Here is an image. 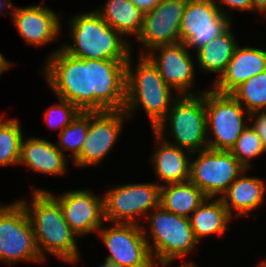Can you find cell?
Here are the masks:
<instances>
[{
	"label": "cell",
	"mask_w": 266,
	"mask_h": 267,
	"mask_svg": "<svg viewBox=\"0 0 266 267\" xmlns=\"http://www.w3.org/2000/svg\"><path fill=\"white\" fill-rule=\"evenodd\" d=\"M45 61L43 76L58 98L80 111L124 109L126 62L81 59L61 47Z\"/></svg>",
	"instance_id": "cell-1"
},
{
	"label": "cell",
	"mask_w": 266,
	"mask_h": 267,
	"mask_svg": "<svg viewBox=\"0 0 266 267\" xmlns=\"http://www.w3.org/2000/svg\"><path fill=\"white\" fill-rule=\"evenodd\" d=\"M18 201L27 211L41 258L45 261L49 252L63 262H79L77 235L65 221L59 203L47 191H33L30 204Z\"/></svg>",
	"instance_id": "cell-2"
},
{
	"label": "cell",
	"mask_w": 266,
	"mask_h": 267,
	"mask_svg": "<svg viewBox=\"0 0 266 267\" xmlns=\"http://www.w3.org/2000/svg\"><path fill=\"white\" fill-rule=\"evenodd\" d=\"M70 20L73 44L61 46L67 54L81 59L127 62L132 44L123 39L95 10L79 12Z\"/></svg>",
	"instance_id": "cell-3"
},
{
	"label": "cell",
	"mask_w": 266,
	"mask_h": 267,
	"mask_svg": "<svg viewBox=\"0 0 266 267\" xmlns=\"http://www.w3.org/2000/svg\"><path fill=\"white\" fill-rule=\"evenodd\" d=\"M131 60L130 55L126 62L123 111L130 120L136 108L142 106L154 129L167 115L178 95L173 97L172 89L165 83L157 67L146 55H140L136 69L131 67Z\"/></svg>",
	"instance_id": "cell-4"
},
{
	"label": "cell",
	"mask_w": 266,
	"mask_h": 267,
	"mask_svg": "<svg viewBox=\"0 0 266 267\" xmlns=\"http://www.w3.org/2000/svg\"><path fill=\"white\" fill-rule=\"evenodd\" d=\"M151 211L152 213L146 214L151 236L143 225L142 230L154 262L158 260L157 265L160 264L158 267L169 266L175 259L193 252L199 242L188 218L166 211L161 206Z\"/></svg>",
	"instance_id": "cell-5"
},
{
	"label": "cell",
	"mask_w": 266,
	"mask_h": 267,
	"mask_svg": "<svg viewBox=\"0 0 266 267\" xmlns=\"http://www.w3.org/2000/svg\"><path fill=\"white\" fill-rule=\"evenodd\" d=\"M167 125L170 137L175 139L173 142L165 139ZM153 131L164 141L192 153L208 148L205 90L202 94L177 96Z\"/></svg>",
	"instance_id": "cell-6"
},
{
	"label": "cell",
	"mask_w": 266,
	"mask_h": 267,
	"mask_svg": "<svg viewBox=\"0 0 266 267\" xmlns=\"http://www.w3.org/2000/svg\"><path fill=\"white\" fill-rule=\"evenodd\" d=\"M244 109L231 94L218 93L213 89L205 91L208 148L224 151L232 149L248 126L245 118L250 114ZM209 134L213 135L210 137Z\"/></svg>",
	"instance_id": "cell-7"
},
{
	"label": "cell",
	"mask_w": 266,
	"mask_h": 267,
	"mask_svg": "<svg viewBox=\"0 0 266 267\" xmlns=\"http://www.w3.org/2000/svg\"><path fill=\"white\" fill-rule=\"evenodd\" d=\"M0 260L8 264L44 261L27 211L18 200L8 205L0 204Z\"/></svg>",
	"instance_id": "cell-8"
},
{
	"label": "cell",
	"mask_w": 266,
	"mask_h": 267,
	"mask_svg": "<svg viewBox=\"0 0 266 267\" xmlns=\"http://www.w3.org/2000/svg\"><path fill=\"white\" fill-rule=\"evenodd\" d=\"M193 154L197 158L191 156L189 180L207 197L220 198L247 171L230 151L206 148Z\"/></svg>",
	"instance_id": "cell-9"
},
{
	"label": "cell",
	"mask_w": 266,
	"mask_h": 267,
	"mask_svg": "<svg viewBox=\"0 0 266 267\" xmlns=\"http://www.w3.org/2000/svg\"><path fill=\"white\" fill-rule=\"evenodd\" d=\"M161 184H122L103 196L104 220L110 223H138L137 216L160 206ZM148 211V212H147Z\"/></svg>",
	"instance_id": "cell-10"
},
{
	"label": "cell",
	"mask_w": 266,
	"mask_h": 267,
	"mask_svg": "<svg viewBox=\"0 0 266 267\" xmlns=\"http://www.w3.org/2000/svg\"><path fill=\"white\" fill-rule=\"evenodd\" d=\"M97 233L110 252L106 260L121 267H156L140 224H103Z\"/></svg>",
	"instance_id": "cell-11"
},
{
	"label": "cell",
	"mask_w": 266,
	"mask_h": 267,
	"mask_svg": "<svg viewBox=\"0 0 266 267\" xmlns=\"http://www.w3.org/2000/svg\"><path fill=\"white\" fill-rule=\"evenodd\" d=\"M124 119L123 110L88 111L87 135L72 163L83 168L100 164L119 140Z\"/></svg>",
	"instance_id": "cell-12"
},
{
	"label": "cell",
	"mask_w": 266,
	"mask_h": 267,
	"mask_svg": "<svg viewBox=\"0 0 266 267\" xmlns=\"http://www.w3.org/2000/svg\"><path fill=\"white\" fill-rule=\"evenodd\" d=\"M230 20L212 0H187L179 29L180 42L196 51L232 25Z\"/></svg>",
	"instance_id": "cell-13"
},
{
	"label": "cell",
	"mask_w": 266,
	"mask_h": 267,
	"mask_svg": "<svg viewBox=\"0 0 266 267\" xmlns=\"http://www.w3.org/2000/svg\"><path fill=\"white\" fill-rule=\"evenodd\" d=\"M186 3L187 0H161L152 11L144 14L142 29L136 38L143 44L140 55L161 45L180 42L179 29Z\"/></svg>",
	"instance_id": "cell-14"
},
{
	"label": "cell",
	"mask_w": 266,
	"mask_h": 267,
	"mask_svg": "<svg viewBox=\"0 0 266 267\" xmlns=\"http://www.w3.org/2000/svg\"><path fill=\"white\" fill-rule=\"evenodd\" d=\"M34 191H47L59 203L65 221L77 237L98 232L105 224L103 197L93 194L89 189L70 190L59 196L48 190Z\"/></svg>",
	"instance_id": "cell-15"
},
{
	"label": "cell",
	"mask_w": 266,
	"mask_h": 267,
	"mask_svg": "<svg viewBox=\"0 0 266 267\" xmlns=\"http://www.w3.org/2000/svg\"><path fill=\"white\" fill-rule=\"evenodd\" d=\"M154 50V51H153ZM155 51L158 53H155ZM157 54V55H156ZM146 56L157 67L165 83L177 93L176 95L202 94L190 88L195 84V68L189 49L182 42L155 47ZM190 91V92H189ZM200 92V93H198Z\"/></svg>",
	"instance_id": "cell-16"
},
{
	"label": "cell",
	"mask_w": 266,
	"mask_h": 267,
	"mask_svg": "<svg viewBox=\"0 0 266 267\" xmlns=\"http://www.w3.org/2000/svg\"><path fill=\"white\" fill-rule=\"evenodd\" d=\"M44 1L39 5L26 7H12V13L18 33L26 43L34 46H43L48 42L58 41L61 32V17L54 10L49 9Z\"/></svg>",
	"instance_id": "cell-17"
},
{
	"label": "cell",
	"mask_w": 266,
	"mask_h": 267,
	"mask_svg": "<svg viewBox=\"0 0 266 267\" xmlns=\"http://www.w3.org/2000/svg\"><path fill=\"white\" fill-rule=\"evenodd\" d=\"M264 71H266V50L238 45L225 72L213 82V90L222 94H231L250 77Z\"/></svg>",
	"instance_id": "cell-18"
},
{
	"label": "cell",
	"mask_w": 266,
	"mask_h": 267,
	"mask_svg": "<svg viewBox=\"0 0 266 267\" xmlns=\"http://www.w3.org/2000/svg\"><path fill=\"white\" fill-rule=\"evenodd\" d=\"M29 138L26 140L22 138L18 164L52 176L66 173L67 156L57 148L56 144L40 137Z\"/></svg>",
	"instance_id": "cell-19"
},
{
	"label": "cell",
	"mask_w": 266,
	"mask_h": 267,
	"mask_svg": "<svg viewBox=\"0 0 266 267\" xmlns=\"http://www.w3.org/2000/svg\"><path fill=\"white\" fill-rule=\"evenodd\" d=\"M153 134H155L159 147L153 153L151 161L158 180L164 182L161 185L188 181L191 156H195V154L164 141L155 132Z\"/></svg>",
	"instance_id": "cell-20"
},
{
	"label": "cell",
	"mask_w": 266,
	"mask_h": 267,
	"mask_svg": "<svg viewBox=\"0 0 266 267\" xmlns=\"http://www.w3.org/2000/svg\"><path fill=\"white\" fill-rule=\"evenodd\" d=\"M265 191L266 185L261 178L244 176L243 172L220 196V199L233 218H238L240 214L247 217L261 205Z\"/></svg>",
	"instance_id": "cell-21"
},
{
	"label": "cell",
	"mask_w": 266,
	"mask_h": 267,
	"mask_svg": "<svg viewBox=\"0 0 266 267\" xmlns=\"http://www.w3.org/2000/svg\"><path fill=\"white\" fill-rule=\"evenodd\" d=\"M233 217L220 198L207 197L191 214L189 220L198 242L208 235L222 236L227 231Z\"/></svg>",
	"instance_id": "cell-22"
},
{
	"label": "cell",
	"mask_w": 266,
	"mask_h": 267,
	"mask_svg": "<svg viewBox=\"0 0 266 267\" xmlns=\"http://www.w3.org/2000/svg\"><path fill=\"white\" fill-rule=\"evenodd\" d=\"M206 198L207 196L190 180L161 185L160 206L188 219Z\"/></svg>",
	"instance_id": "cell-23"
},
{
	"label": "cell",
	"mask_w": 266,
	"mask_h": 267,
	"mask_svg": "<svg viewBox=\"0 0 266 267\" xmlns=\"http://www.w3.org/2000/svg\"><path fill=\"white\" fill-rule=\"evenodd\" d=\"M230 27L231 25L219 36L196 50L197 64L204 73H216L220 78L225 72L238 46Z\"/></svg>",
	"instance_id": "cell-24"
},
{
	"label": "cell",
	"mask_w": 266,
	"mask_h": 267,
	"mask_svg": "<svg viewBox=\"0 0 266 267\" xmlns=\"http://www.w3.org/2000/svg\"><path fill=\"white\" fill-rule=\"evenodd\" d=\"M104 21L123 37L141 32L144 13L130 0H107L95 10Z\"/></svg>",
	"instance_id": "cell-25"
},
{
	"label": "cell",
	"mask_w": 266,
	"mask_h": 267,
	"mask_svg": "<svg viewBox=\"0 0 266 267\" xmlns=\"http://www.w3.org/2000/svg\"><path fill=\"white\" fill-rule=\"evenodd\" d=\"M231 95L249 114L266 111V71L250 77Z\"/></svg>",
	"instance_id": "cell-26"
},
{
	"label": "cell",
	"mask_w": 266,
	"mask_h": 267,
	"mask_svg": "<svg viewBox=\"0 0 266 267\" xmlns=\"http://www.w3.org/2000/svg\"><path fill=\"white\" fill-rule=\"evenodd\" d=\"M0 116V166L18 165L23 138L19 120Z\"/></svg>",
	"instance_id": "cell-27"
},
{
	"label": "cell",
	"mask_w": 266,
	"mask_h": 267,
	"mask_svg": "<svg viewBox=\"0 0 266 267\" xmlns=\"http://www.w3.org/2000/svg\"><path fill=\"white\" fill-rule=\"evenodd\" d=\"M88 131V111H80L72 122L59 133L60 144L57 148L64 154L71 151L73 160L80 152Z\"/></svg>",
	"instance_id": "cell-28"
},
{
	"label": "cell",
	"mask_w": 266,
	"mask_h": 267,
	"mask_svg": "<svg viewBox=\"0 0 266 267\" xmlns=\"http://www.w3.org/2000/svg\"><path fill=\"white\" fill-rule=\"evenodd\" d=\"M230 152L245 169L249 170L252 168L250 160L265 153L266 148L263 146L255 130L248 123V126L236 140Z\"/></svg>",
	"instance_id": "cell-29"
},
{
	"label": "cell",
	"mask_w": 266,
	"mask_h": 267,
	"mask_svg": "<svg viewBox=\"0 0 266 267\" xmlns=\"http://www.w3.org/2000/svg\"><path fill=\"white\" fill-rule=\"evenodd\" d=\"M58 102L50 106L45 112V122L48 127L60 129V132L67 127L78 115L80 110L71 102L58 98Z\"/></svg>",
	"instance_id": "cell-30"
},
{
	"label": "cell",
	"mask_w": 266,
	"mask_h": 267,
	"mask_svg": "<svg viewBox=\"0 0 266 267\" xmlns=\"http://www.w3.org/2000/svg\"><path fill=\"white\" fill-rule=\"evenodd\" d=\"M246 120L253 121L249 124L255 130L256 134L261 139L263 146L266 148V111L253 112Z\"/></svg>",
	"instance_id": "cell-31"
},
{
	"label": "cell",
	"mask_w": 266,
	"mask_h": 267,
	"mask_svg": "<svg viewBox=\"0 0 266 267\" xmlns=\"http://www.w3.org/2000/svg\"><path fill=\"white\" fill-rule=\"evenodd\" d=\"M213 3L219 8V10L227 17L231 19L230 14H226L225 7L228 6L230 12H232L231 8L237 9L239 11H252L251 0H212Z\"/></svg>",
	"instance_id": "cell-32"
},
{
	"label": "cell",
	"mask_w": 266,
	"mask_h": 267,
	"mask_svg": "<svg viewBox=\"0 0 266 267\" xmlns=\"http://www.w3.org/2000/svg\"><path fill=\"white\" fill-rule=\"evenodd\" d=\"M144 14L152 11L161 0H130Z\"/></svg>",
	"instance_id": "cell-33"
},
{
	"label": "cell",
	"mask_w": 266,
	"mask_h": 267,
	"mask_svg": "<svg viewBox=\"0 0 266 267\" xmlns=\"http://www.w3.org/2000/svg\"><path fill=\"white\" fill-rule=\"evenodd\" d=\"M252 11L257 10L260 13H266V0H251Z\"/></svg>",
	"instance_id": "cell-34"
},
{
	"label": "cell",
	"mask_w": 266,
	"mask_h": 267,
	"mask_svg": "<svg viewBox=\"0 0 266 267\" xmlns=\"http://www.w3.org/2000/svg\"><path fill=\"white\" fill-rule=\"evenodd\" d=\"M12 64L0 53V75L9 70Z\"/></svg>",
	"instance_id": "cell-35"
},
{
	"label": "cell",
	"mask_w": 266,
	"mask_h": 267,
	"mask_svg": "<svg viewBox=\"0 0 266 267\" xmlns=\"http://www.w3.org/2000/svg\"><path fill=\"white\" fill-rule=\"evenodd\" d=\"M3 7L11 11L13 7V3H11L10 0H0V17H2L1 9H3Z\"/></svg>",
	"instance_id": "cell-36"
},
{
	"label": "cell",
	"mask_w": 266,
	"mask_h": 267,
	"mask_svg": "<svg viewBox=\"0 0 266 267\" xmlns=\"http://www.w3.org/2000/svg\"><path fill=\"white\" fill-rule=\"evenodd\" d=\"M99 267H121V266L117 265L116 263H114L112 261L105 259L104 264H101V266H99Z\"/></svg>",
	"instance_id": "cell-37"
},
{
	"label": "cell",
	"mask_w": 266,
	"mask_h": 267,
	"mask_svg": "<svg viewBox=\"0 0 266 267\" xmlns=\"http://www.w3.org/2000/svg\"><path fill=\"white\" fill-rule=\"evenodd\" d=\"M180 267H198V266L197 265H194L191 262H188V263L185 262V264H182Z\"/></svg>",
	"instance_id": "cell-38"
},
{
	"label": "cell",
	"mask_w": 266,
	"mask_h": 267,
	"mask_svg": "<svg viewBox=\"0 0 266 267\" xmlns=\"http://www.w3.org/2000/svg\"><path fill=\"white\" fill-rule=\"evenodd\" d=\"M261 265H262L263 267H266V259H264V261L261 262Z\"/></svg>",
	"instance_id": "cell-39"
}]
</instances>
